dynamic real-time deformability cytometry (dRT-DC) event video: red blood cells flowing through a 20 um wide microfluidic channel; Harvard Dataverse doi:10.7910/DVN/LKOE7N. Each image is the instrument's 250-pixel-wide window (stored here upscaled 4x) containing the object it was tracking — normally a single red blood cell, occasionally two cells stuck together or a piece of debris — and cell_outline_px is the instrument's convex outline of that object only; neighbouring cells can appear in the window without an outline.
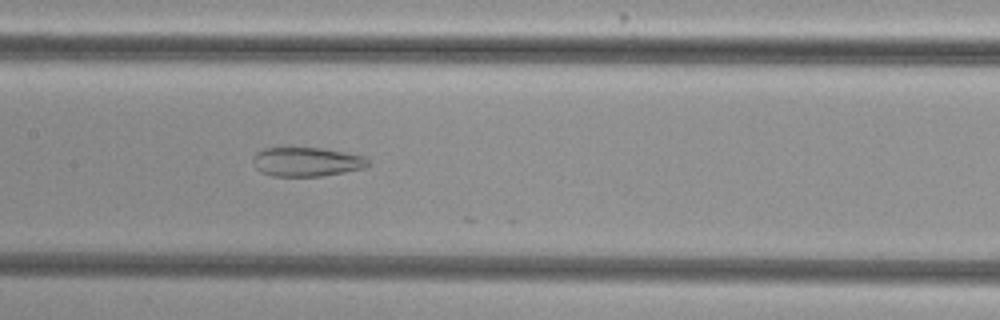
{"species": "common noctule bat (a hibernating species)", "species_latin": "Nyctalus noctula", "temperature_condition": "cold", "stored_images_in_passage": 14, "camera_frame_rate_fps": 3000, "um_per_image_px": 0.085, "animal": {"sex": "female", "body_mass_g": 29.2, "forearm_length_mm": 56.3}, "frame": {"image": 1, "passage_image": 11, "time_ms": 3.333, "image_size_px": [1000, 320], "cell_outline_px": [[368, 164], [364, 168], [344, 172], [320, 176], [272, 176], [260, 172], [256, 168], [252, 160], [256, 152], [264, 148], [320, 148], [344, 152], [364, 156], [368, 160]], "centroid_in_image_um": [26.03, 13.76], "position_along_channel_um": 181.4, "area_um2": 19.42}}